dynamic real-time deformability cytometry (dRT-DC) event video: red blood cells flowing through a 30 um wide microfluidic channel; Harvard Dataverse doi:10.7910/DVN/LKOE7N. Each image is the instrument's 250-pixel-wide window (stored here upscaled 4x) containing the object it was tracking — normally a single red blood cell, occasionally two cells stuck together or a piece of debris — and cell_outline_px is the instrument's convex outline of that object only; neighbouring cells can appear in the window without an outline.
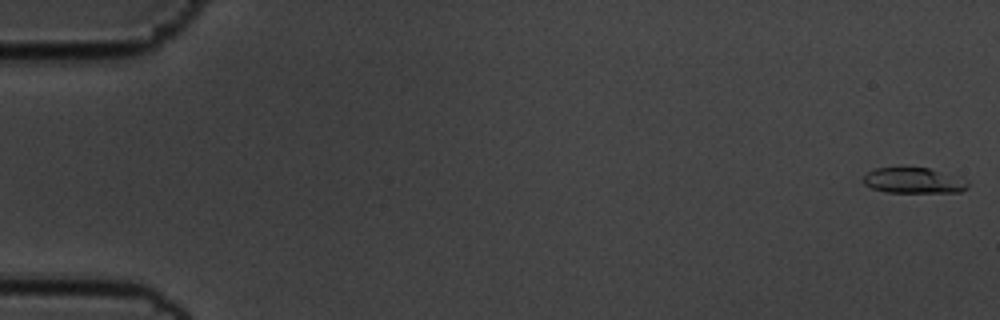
{"species": "common noctule bat (a hibernating species)", "species_latin": "Nyctalus noctula", "temperature_condition": "cold", "stored_images_in_passage": 57, "camera_frame_rate_fps": 3000, "um_per_image_px": 0.085, "animal": {"sex": "male", "body_mass_g": 19.5, "forearm_length_mm": 54.6}, "frame": {"image": 1, "passage_image": 1, "time_ms": 0.0, "image_size_px": [1000, 320], "cell_outline_px": [[968, 188], [960, 192], [884, 192], [872, 188], [864, 184], [860, 180], [868, 172], [876, 168], [928, 168], [960, 176], [968, 180]], "centroid_in_image_um": [77.68, 15.35], "position_along_channel_um": 7.3, "area_um2": 15.72}}
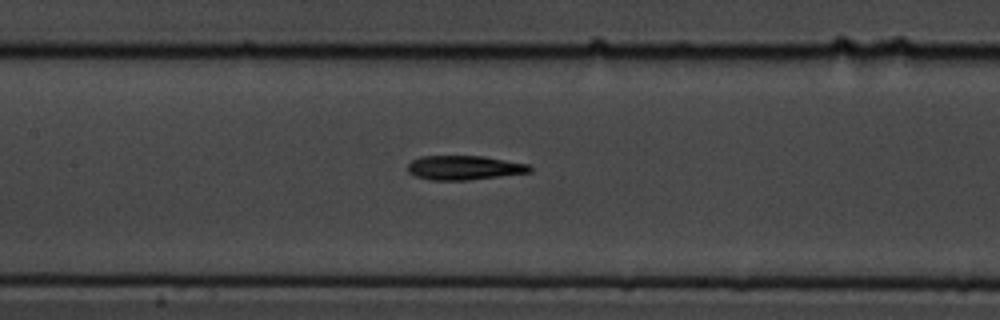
{"frame": {"image": 2, "passage_image": 27, "time_ms": 8.667, "image_size_px": [1000, 320], "cell_outline_px": [[532, 172], [468, 180], [432, 180], [416, 176], [408, 172], [408, 164], [412, 160], [420, 156], [484, 156], [528, 164], [532, 168]], "centroid_in_image_um": [39.46, 14.25], "position_along_channel_um": 167.9, "area_um2": 17.22}}
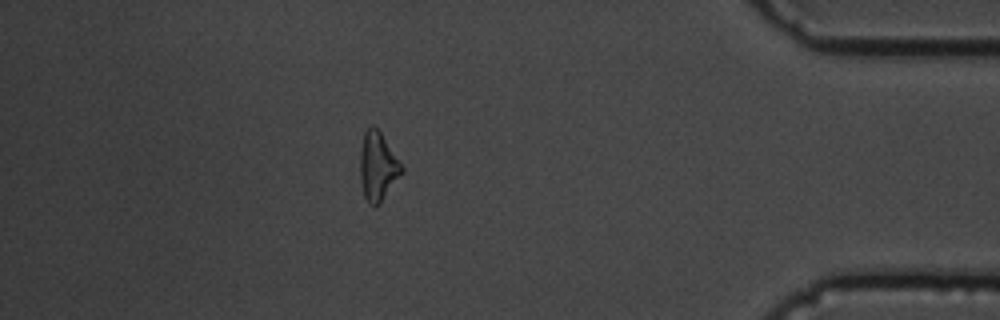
{"frame": {"image": 3, "passage_image": 50, "time_ms": 16.333, "image_size_px": [1000, 320], "cell_outline_px": [[404, 172], [380, 204], [368, 204], [364, 196], [360, 180], [360, 152], [364, 132], [372, 124], [380, 132], [404, 164]], "centroid_in_image_um": [32.14, 14.15], "position_along_channel_um": 403.1, "area_um2": 16.94}, "authors_computed_cell_mechanics": {"area_um2": 16.7042, "velocity_mm_per_s": 3.579, "shape_relaxation_time_tau1_ms": 2.4411, "shape_relaxation_time_tau2_ms": 4.3985, "deformation_change_tau1": 0.1324, "deformation_change_tau2": 0.1609}}